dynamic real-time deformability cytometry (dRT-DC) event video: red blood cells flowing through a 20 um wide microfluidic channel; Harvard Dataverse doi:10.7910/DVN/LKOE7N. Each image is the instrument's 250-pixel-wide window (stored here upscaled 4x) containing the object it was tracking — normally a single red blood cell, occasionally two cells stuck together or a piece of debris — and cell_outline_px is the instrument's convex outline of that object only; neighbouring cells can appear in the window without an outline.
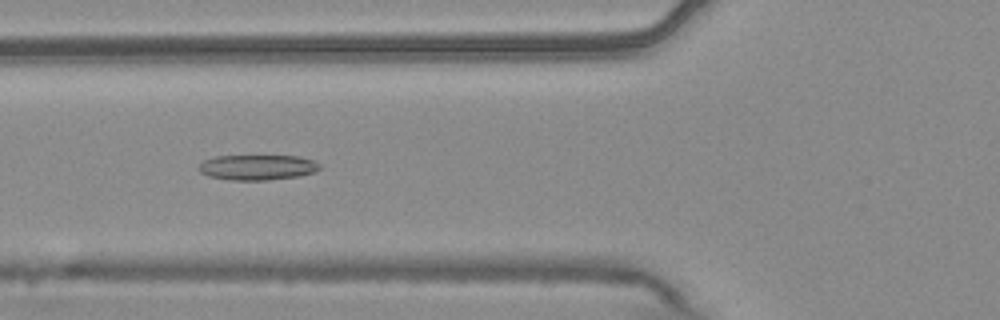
{"species": "common noctule bat (a hibernating species)", "species_latin": "Nyctalus noctula", "temperature_condition": "warm", "stored_images_in_passage": 55, "camera_frame_rate_fps": 3000, "um_per_image_px": 0.085, "animal": {"sex": "male", "body_mass_g": 20.4}, "frame": {"image": 1, "passage_image": 21, "time_ms": 6.667, "image_size_px": [1000, 320], "cell_outline_px": [[320, 168], [316, 172], [300, 176], [268, 180], [228, 180], [208, 176], [200, 172], [196, 168], [204, 160], [216, 156], [300, 156], [312, 160], [320, 164]], "centroid_in_image_um": [21.88, 14.23], "position_along_channel_um": 103.9, "area_um2": 17.98}}
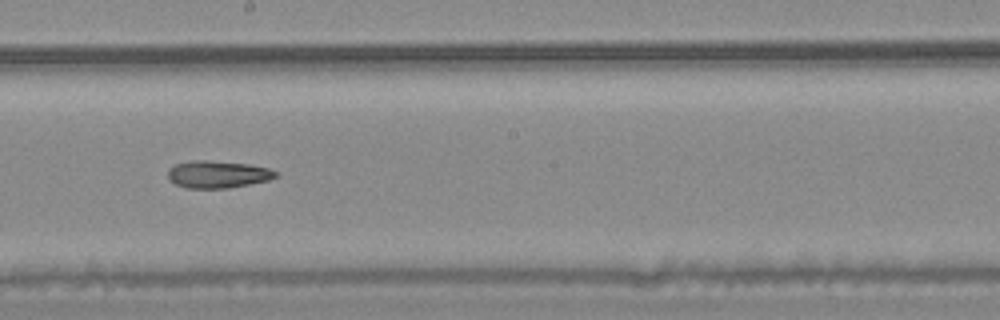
{"frame": {"image": 2, "passage_image": 31, "time_ms": 10.0, "image_size_px": [1000, 320], "cell_outline_px": [[280, 176], [268, 180], [228, 188], [184, 188], [168, 180], [168, 168], [176, 164], [192, 160], [204, 160], [248, 164], [268, 168], [280, 172]], "centroid_in_image_um": [18.51, 14.82], "position_along_channel_um": 229.7, "area_um2": 17.22}}
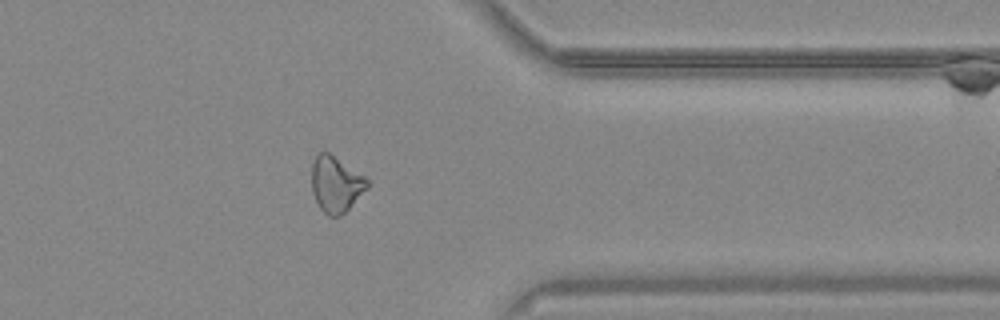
{"frame": {"image": 3, "passage_image": 44, "time_ms": 14.333, "image_size_px": [1000, 320], "cell_outline_px": [[368, 188], [340, 216], [328, 216], [320, 208], [312, 192], [312, 164], [316, 156], [320, 152], [328, 152], [364, 176], [368, 180]], "centroid_in_image_um": [28.54, 15.66], "position_along_channel_um": 382.9, "area_um2": 17.74}}